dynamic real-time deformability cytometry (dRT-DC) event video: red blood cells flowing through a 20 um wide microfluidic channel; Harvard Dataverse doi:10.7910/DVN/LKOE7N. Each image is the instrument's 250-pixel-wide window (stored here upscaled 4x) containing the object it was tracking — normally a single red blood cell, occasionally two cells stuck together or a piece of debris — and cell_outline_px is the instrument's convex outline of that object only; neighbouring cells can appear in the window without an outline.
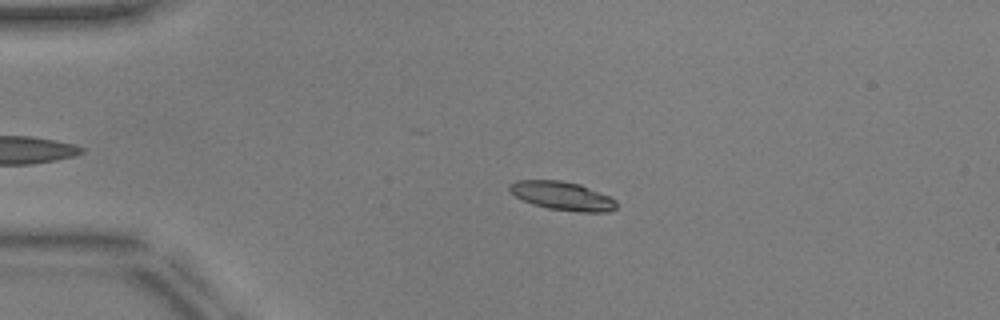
{"species": "common noctule bat (a hibernating species)", "species_latin": "Nyctalus noctula", "temperature_condition": "warm", "stored_images_in_passage": 41, "camera_frame_rate_fps": 3000, "um_per_image_px": 0.085, "animal": {"sex": "male", "body_mass_g": 17.9, "forearm_length_mm": 54.2}, "frame": {"image": 1, "passage_image": 7, "time_ms": 2.0, "image_size_px": [1000, 320], "cell_outline_px": [[616, 208], [608, 212], [580, 212], [548, 208], [532, 204], [516, 196], [508, 188], [508, 184], [516, 180], [560, 180], [580, 184], [608, 196], [616, 200]], "centroid_in_image_um": [47.79, 16.64], "position_along_channel_um": 37.2, "area_um2": 17.69}}
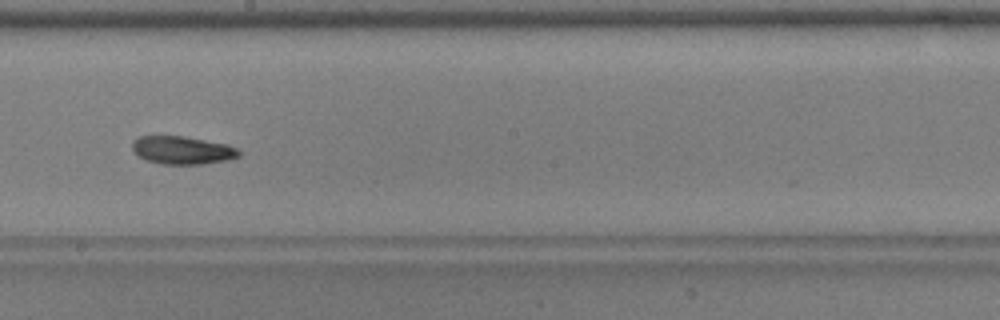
{"frame": {"image": 2, "passage_image": 25, "time_ms": 8.0, "image_size_px": [1000, 320], "cell_outline_px": [[240, 156], [228, 160], [204, 164], [164, 164], [144, 160], [132, 148], [132, 140], [140, 136], [184, 136], [228, 144], [236, 148], [240, 152]], "centroid_in_image_um": [15.51, 12.76], "position_along_channel_um": 232.7, "area_um2": 17.46}}
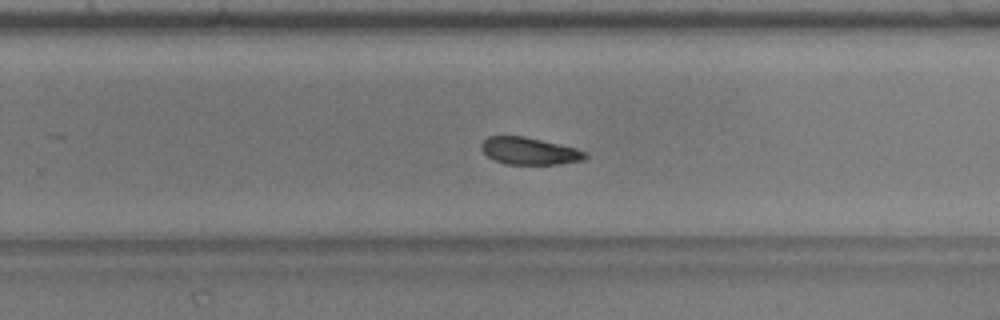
{"frame": {"image": 3, "passage_image": 29, "time_ms": 9.333, "image_size_px": [1000, 320], "cell_outline_px": [[588, 156], [584, 160], [556, 164], [504, 164], [492, 160], [480, 148], [480, 144], [488, 136], [524, 136], [576, 148], [584, 152]], "centroid_in_image_um": [44.95, 12.84], "position_along_channel_um": 284.8, "area_um2": 16.42}, "authors_computed_cell_mechanics": {"area_um2": 17.5134, "velocity_mm_per_s": 3.9235, "shape_relaxation_time_tau1_ms": 6.2688, "shape_relaxation_time_tau2_ms": null, "deformation_change_tau1": 0.1656, "deformation_change_tau2": null}}